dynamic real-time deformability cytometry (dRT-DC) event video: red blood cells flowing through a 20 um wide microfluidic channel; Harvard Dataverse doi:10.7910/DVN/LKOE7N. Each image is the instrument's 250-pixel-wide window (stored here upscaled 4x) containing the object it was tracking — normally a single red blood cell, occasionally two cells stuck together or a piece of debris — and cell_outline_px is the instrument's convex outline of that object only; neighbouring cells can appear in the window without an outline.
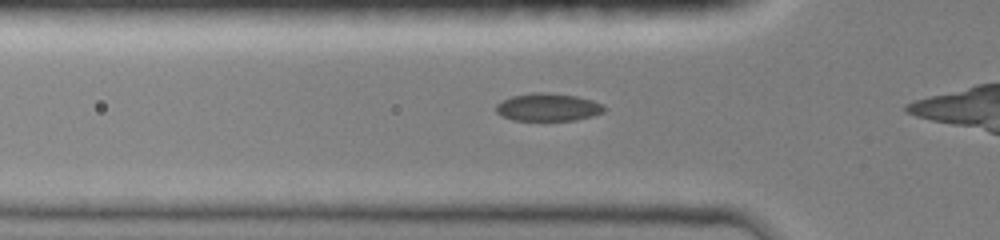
{"species": "common noctule bat (a hibernating species)", "species_latin": "Nyctalus noctula", "temperature_condition": "room temperature", "stored_images_in_passage": 31, "camera_frame_rate_fps": 3000, "um_per_image_px": 0.085, "animal": {"sex": "female", "body_mass_g": 19.0, "forearm_length_mm": 51.5}, "frame": {"image": 1, "passage_image": 5, "time_ms": 1.333, "image_size_px": [1000, 240], "cell_outline_px": [[604, 112], [592, 116], [576, 120], [512, 120], [500, 116], [496, 112], [496, 104], [512, 96], [532, 92], [544, 92], [576, 96], [592, 100], [604, 104]], "centroid_in_image_um": [46.57, 9.11], "position_along_channel_um": 79.2, "area_um2": 17.51}}
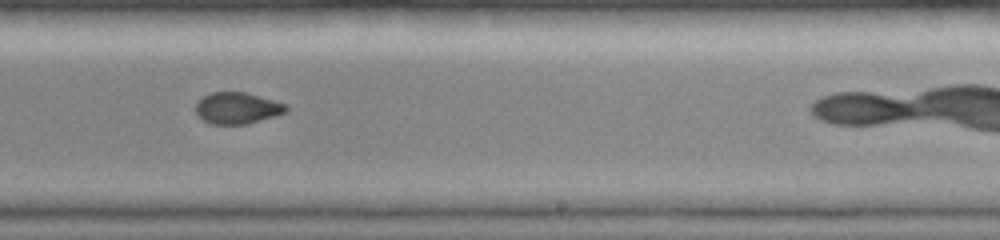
{"frame": {"image": 2, "passage_image": 19, "time_ms": 6.0, "image_size_px": [1000, 240], "cell_outline_px": [[288, 108], [284, 112], [276, 116], [248, 124], [212, 124], [204, 120], [196, 112], [196, 100], [212, 92], [244, 92], [288, 104]], "centroid_in_image_um": [20.17, 9.19], "position_along_channel_um": 268.8, "area_um2": 16.53}}
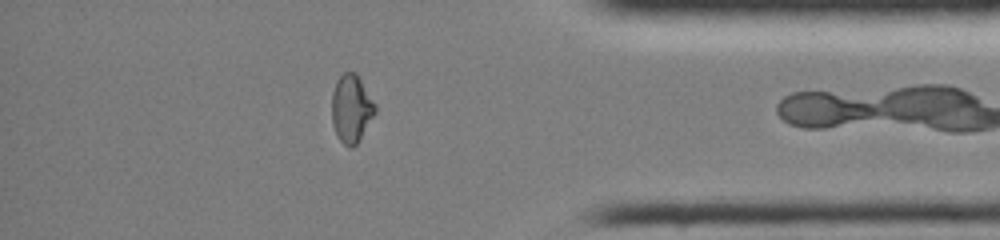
{"frame": {"image": 3, "passage_image": 30, "time_ms": 9.667, "image_size_px": [1000, 240], "cell_outline_px": [[376, 112], [360, 140], [352, 148], [348, 148], [336, 136], [332, 124], [332, 92], [336, 80], [344, 72], [356, 72], [376, 104]], "centroid_in_image_um": [29.86, 9.24], "position_along_channel_um": 405.3, "area_um2": 17.4}}